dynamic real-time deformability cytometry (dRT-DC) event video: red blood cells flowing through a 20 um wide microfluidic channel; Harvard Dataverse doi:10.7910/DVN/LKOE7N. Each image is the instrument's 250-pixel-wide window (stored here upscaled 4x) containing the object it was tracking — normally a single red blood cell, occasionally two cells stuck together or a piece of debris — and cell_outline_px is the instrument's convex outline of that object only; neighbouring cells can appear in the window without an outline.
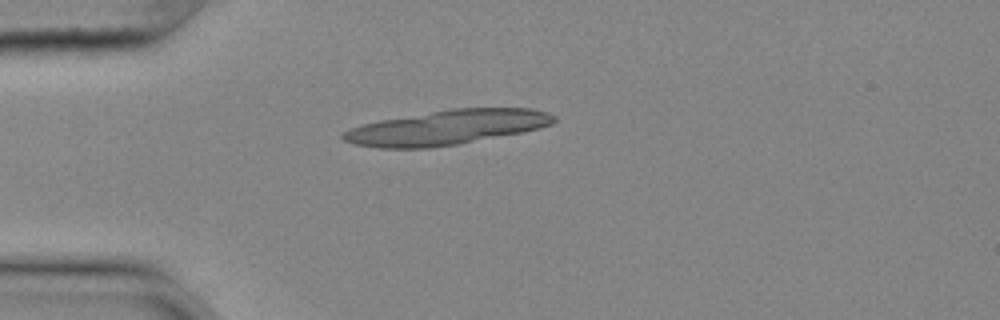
{"species": "common noctule bat (a hibernating species)", "species_latin": "Nyctalus noctula", "temperature_condition": "cold", "stored_images_in_passage": 6, "camera_frame_rate_fps": 3000, "um_per_image_px": 0.085, "animal": {"sex": "female", "body_mass_g": 25.1}, "frame": {"image": 1, "passage_image": 1, "time_ms": 0.0, "image_size_px": [1000, 320], "cell_outline_px": [[556, 120], [552, 124], [540, 128], [524, 132], [456, 144], [428, 148], [376, 148], [356, 144], [344, 140], [340, 136], [344, 132], [352, 128], [364, 124], [380, 120], [448, 108], [532, 108], [548, 112], [556, 116]], "centroid_in_image_um": [38.02, 10.82], "position_along_channel_um": 47.0, "area_um2": 42.54}}